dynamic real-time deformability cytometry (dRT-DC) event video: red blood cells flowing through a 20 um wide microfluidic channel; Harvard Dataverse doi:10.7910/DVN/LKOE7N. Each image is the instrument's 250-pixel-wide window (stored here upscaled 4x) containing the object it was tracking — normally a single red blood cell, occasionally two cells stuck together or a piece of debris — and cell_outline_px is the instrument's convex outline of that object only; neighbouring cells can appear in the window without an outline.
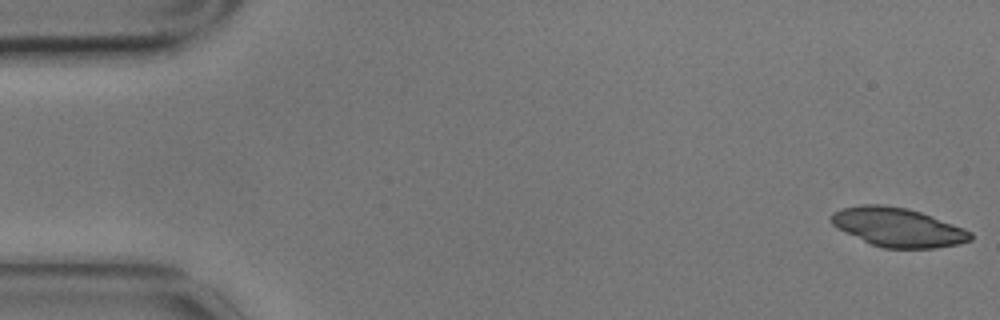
{"species": "common noctule bat (a hibernating species)", "species_latin": "Nyctalus noctula", "temperature_condition": "cold", "stored_images_in_passage": 5, "camera_frame_rate_fps": 3000, "um_per_image_px": 0.085, "animal": {"sex": "male", "body_mass_g": 17.9}, "frame": {"image": 1, "passage_image": 1, "time_ms": 0.0, "image_size_px": [1000, 320], "cell_outline_px": [[972, 240], [956, 244], [936, 248], [884, 248], [872, 244], [844, 232], [836, 228], [832, 224], [832, 212], [840, 208], [860, 204], [884, 204], [908, 208], [932, 216], [964, 228], [972, 232]], "centroid_in_image_um": [76.3, 19.3], "position_along_channel_um": 8.7, "area_um2": 31.62}}